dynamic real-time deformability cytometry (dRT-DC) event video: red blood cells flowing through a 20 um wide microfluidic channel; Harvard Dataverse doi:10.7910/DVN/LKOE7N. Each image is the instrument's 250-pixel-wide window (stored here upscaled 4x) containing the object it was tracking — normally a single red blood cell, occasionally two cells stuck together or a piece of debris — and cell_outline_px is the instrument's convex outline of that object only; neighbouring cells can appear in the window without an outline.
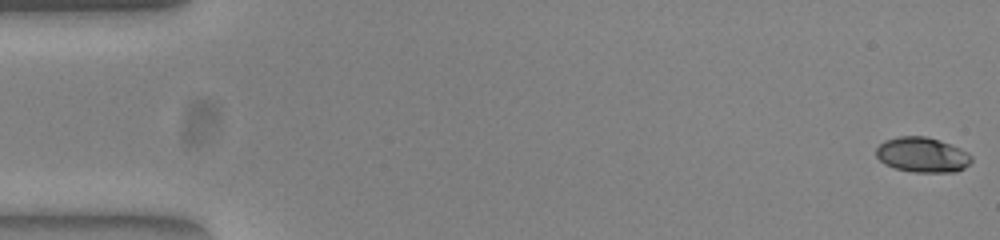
{"species": "common noctule bat (a hibernating species)", "species_latin": "Nyctalus noctula", "temperature_condition": "warm", "stored_images_in_passage": 53, "camera_frame_rate_fps": 3000, "um_per_image_px": 0.085, "animal": {"sex": "female", "body_mass_g": 23.0, "forearm_length_mm": 53.4}, "frame": {"image": 1, "passage_image": 1, "time_ms": 0.0, "image_size_px": [1000, 240], "cell_outline_px": [[972, 160], [964, 168], [956, 172], [912, 172], [896, 168], [884, 164], [876, 156], [876, 148], [884, 140], [900, 136], [924, 136], [940, 140], [960, 148], [968, 152], [972, 156]], "centroid_in_image_um": [78.4, 13.16], "position_along_channel_um": 6.6, "area_um2": 19.54}}
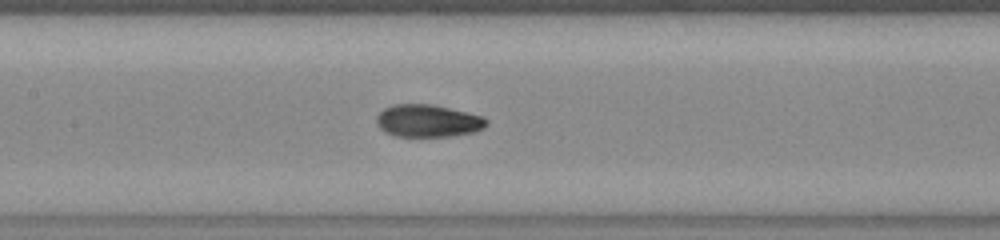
{"frame": {"image": 2, "passage_image": 25, "time_ms": 8.0, "image_size_px": [1000, 240], "cell_outline_px": [[488, 124], [484, 128], [472, 132], [448, 136], [396, 136], [384, 132], [376, 124], [376, 116], [384, 108], [392, 104], [432, 104], [480, 116], [488, 120]], "centroid_in_image_um": [36.32, 10.27], "position_along_channel_um": 171.1, "area_um2": 20.63}}
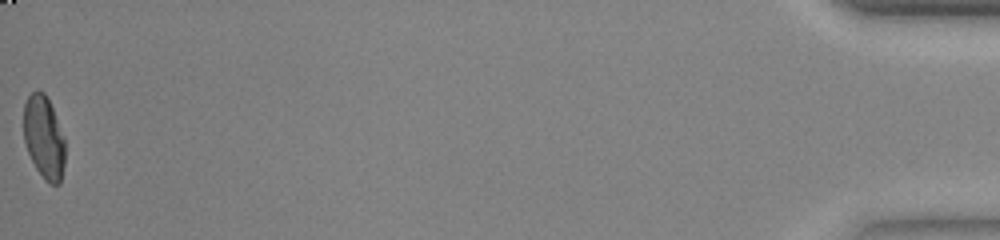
{"frame": {"image": 3, "passage_image": 53, "time_ms": 17.333, "image_size_px": [1000, 240], "cell_outline_px": [[64, 164], [60, 184], [48, 184], [44, 180], [36, 168], [28, 152], [24, 140], [24, 104], [28, 96], [36, 88], [44, 92], [52, 108], [64, 136]], "centroid_in_image_um": [3.73, 11.68], "position_along_channel_um": 431.5, "area_um2": 20.0}, "authors_computed_cell_mechanics": {"area_um2": 20.5768, "velocity_mm_per_s": 3.9098, "shape_relaxation_time_tau1_ms": 7.0667, "shape_relaxation_time_tau2_ms": 1.3839, "deformation_change_tau1": 0.245, "deformation_change_tau2": 0.0323}}